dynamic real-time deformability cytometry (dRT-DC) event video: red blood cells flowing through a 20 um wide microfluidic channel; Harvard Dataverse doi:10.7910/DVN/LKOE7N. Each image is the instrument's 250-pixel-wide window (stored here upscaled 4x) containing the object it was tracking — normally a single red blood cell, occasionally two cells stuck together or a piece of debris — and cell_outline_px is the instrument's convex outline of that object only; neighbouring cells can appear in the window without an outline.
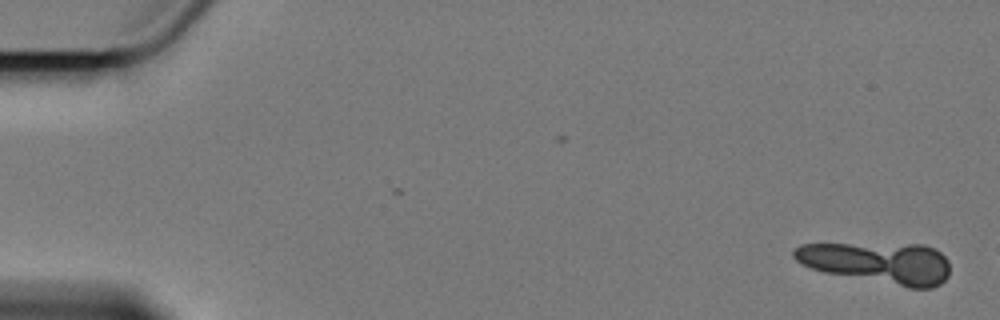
{"species": "Egyptian fruit bat (a non-hibernating species)", "species_latin": "Rousettus aegyptiacus", "temperature_condition": "cold", "stored_images_in_passage": 3, "camera_frame_rate_fps": 3000, "um_per_image_px": 0.085, "animal": {"sex": "female"}, "frame": {"image": 1, "passage_image": 1, "time_ms": 0.0, "image_size_px": [1000, 320], "cell_outline_px": [[948, 276], [940, 284], [932, 288], [908, 288], [824, 272], [812, 268], [796, 260], [792, 256], [792, 252], [800, 244], [924, 244], [940, 252], [948, 260]], "centroid_in_image_um": [74.66, 22.34], "position_along_channel_um": 10.3, "area_um2": 37.57}}